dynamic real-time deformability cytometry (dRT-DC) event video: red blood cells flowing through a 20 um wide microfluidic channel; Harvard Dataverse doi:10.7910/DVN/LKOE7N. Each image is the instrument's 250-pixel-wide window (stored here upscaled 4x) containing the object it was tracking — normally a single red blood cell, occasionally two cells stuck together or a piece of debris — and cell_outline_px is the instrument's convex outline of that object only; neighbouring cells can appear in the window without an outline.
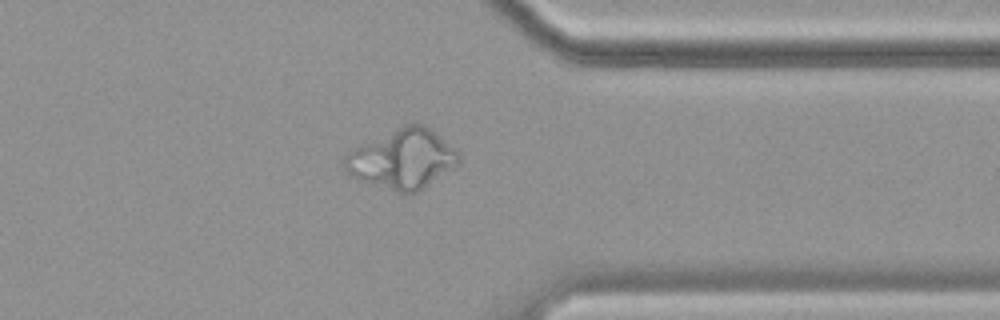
{"species": "common noctule bat (a hibernating species)", "species_latin": "Nyctalus noctula", "temperature_condition": "cold", "stored_images_in_passage": 57, "camera_frame_rate_fps": 3000, "um_per_image_px": 0.085, "animal": {"sex": "female", "body_mass_g": 19.9}, "frame": {"image": 1, "passage_image": 45, "time_ms": 14.667, "image_size_px": [1000, 320], "cell_outline_px": [[460, 164], [412, 196], [408, 196], [348, 176], [344, 168], [344, 156], [348, 152], [412, 120], [424, 124], [452, 148], [460, 156]], "centroid_in_image_um": [34.21, 13.55], "position_along_channel_um": 377.2, "area_um2": 39.48}}
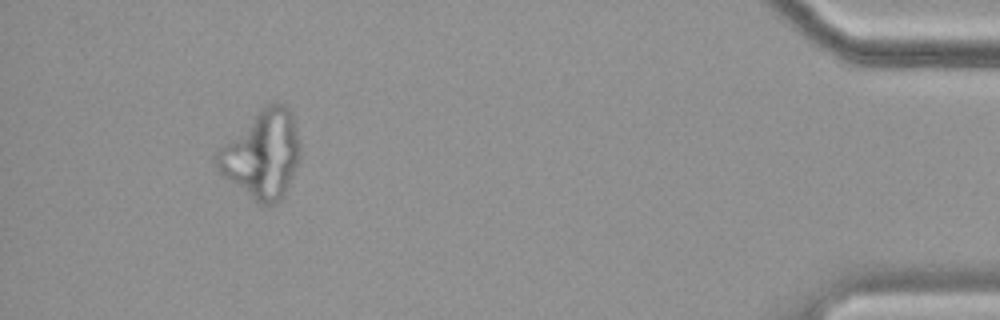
{"frame": {"image": 2, "passage_image": 53, "time_ms": 17.333, "image_size_px": [1000, 320], "cell_outline_px": [[300, 160], [276, 204], [260, 204], [224, 176], [216, 168], [212, 156], [260, 108], [268, 104], [284, 104], [292, 112], [300, 140]], "centroid_in_image_um": [22.28, 13.09], "position_along_channel_um": 412.9, "area_um2": 41.73}}